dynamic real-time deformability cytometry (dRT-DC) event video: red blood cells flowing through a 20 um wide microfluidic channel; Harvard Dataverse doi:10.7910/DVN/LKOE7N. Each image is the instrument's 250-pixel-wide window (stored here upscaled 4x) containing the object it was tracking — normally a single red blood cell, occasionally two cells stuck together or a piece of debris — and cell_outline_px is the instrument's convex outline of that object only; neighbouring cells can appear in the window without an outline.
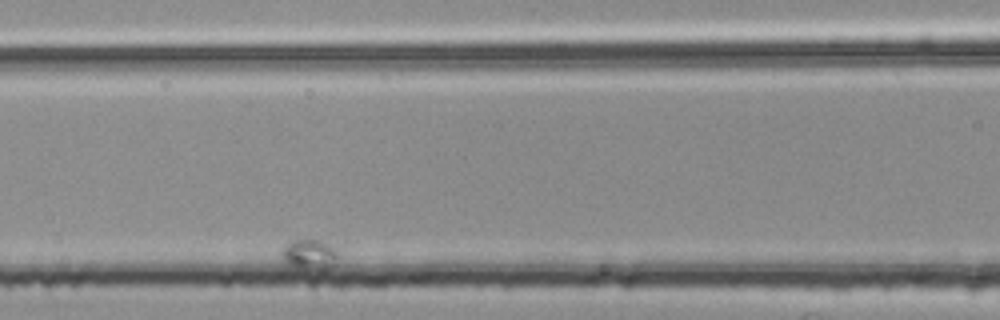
{"species": "common noctule bat (a hibernating species)", "species_latin": "Nyctalus noctula", "temperature_condition": "room temperature", "stored_images_in_passage": 49, "camera_frame_rate_fps": 3000, "um_per_image_px": 0.085, "animal": {"sex": "female", "body_mass_g": 25.1}, "frame": {"image": 1, "passage_image": 15, "time_ms": 4.667, "image_size_px": [1000, 320], "cell_outline_px": [[340, 256], [336, 264], [328, 268], [312, 272], [308, 272], [288, 264], [280, 256], [280, 252], [284, 244], [292, 240], [304, 236], [320, 240], [336, 248]], "centroid_in_image_um": [26.31, 21.61], "position_along_channel_um": 140.3, "area_um2": 10.92}}
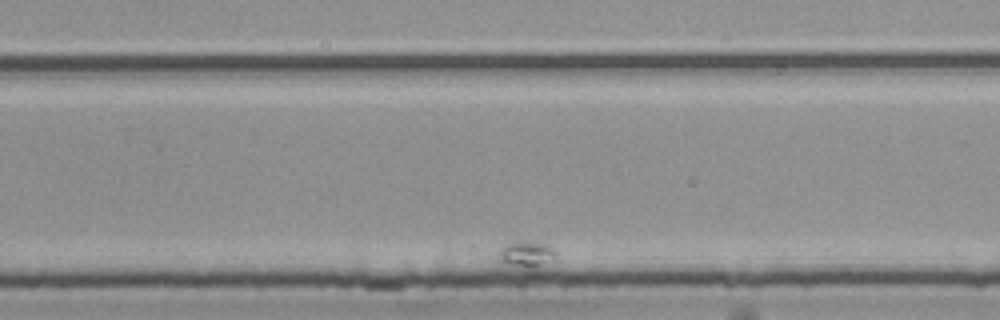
{"frame": {"image": 2, "passage_image": 38, "time_ms": 12.333, "image_size_px": [1000, 320], "cell_outline_px": [[556, 256], [540, 272], [524, 272], [508, 268], [500, 260], [500, 248], [504, 244], [512, 240], [536, 240], [552, 244], [556, 252]], "centroid_in_image_um": [44.8, 21.69], "position_along_channel_um": 285.0, "area_um2": 10.58}}
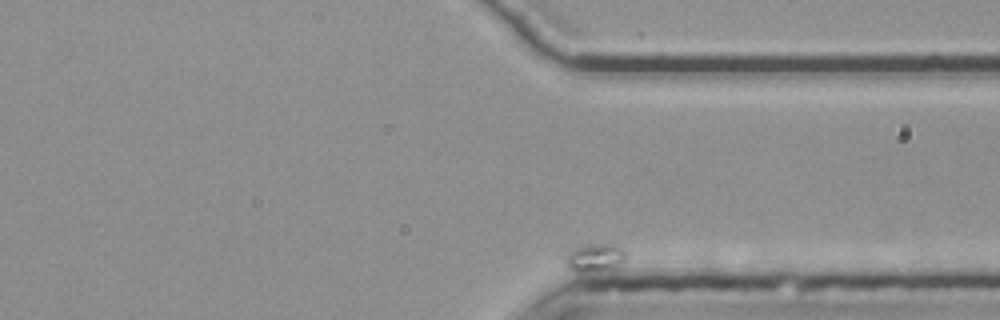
{"frame": {"image": 3, "passage_image": 49, "time_ms": 16.0, "image_size_px": [1000, 320], "cell_outline_px": [[624, 260], [620, 268], [600, 276], [576, 272], [568, 268], [564, 264], [564, 256], [568, 252], [580, 244], [620, 244], [624, 248]], "centroid_in_image_um": [50.58, 21.99], "position_along_channel_um": 360.8, "area_um2": 11.27}}